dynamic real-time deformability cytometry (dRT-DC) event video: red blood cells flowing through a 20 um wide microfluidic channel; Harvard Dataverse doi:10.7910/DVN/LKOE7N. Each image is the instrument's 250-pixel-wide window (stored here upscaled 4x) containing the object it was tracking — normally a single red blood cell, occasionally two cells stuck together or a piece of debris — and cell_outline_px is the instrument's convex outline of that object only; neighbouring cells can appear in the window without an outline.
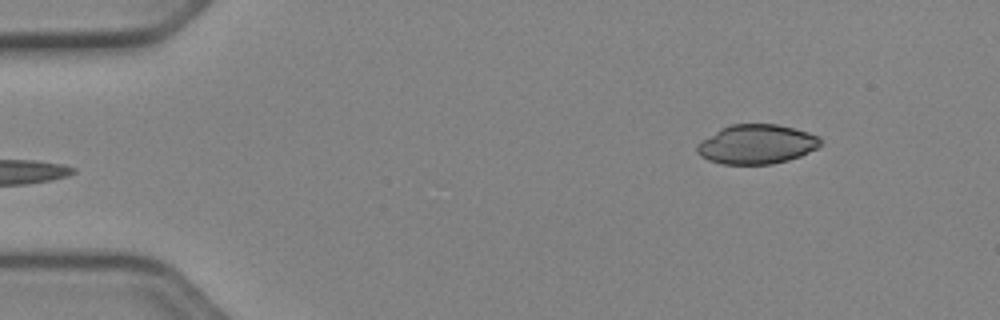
{"species": "Egyptian fruit bat (a non-hibernating species)", "species_latin": "Rousettus aegyptiacus", "temperature_condition": "cold", "stored_images_in_passage": 46, "camera_frame_rate_fps": 3000, "um_per_image_px": 0.085, "animal": {"sex": "female"}, "frame": {"image": 1, "passage_image": 1, "time_ms": 0.0, "image_size_px": [1000, 320], "cell_outline_px": [[824, 144], [820, 148], [800, 156], [788, 160], [772, 164], [724, 164], [708, 160], [700, 156], [696, 152], [696, 144], [720, 128], [732, 124], [776, 124], [808, 132], [820, 136]], "centroid_in_image_um": [64.34, 12.26], "position_along_channel_um": 20.7, "area_um2": 28.61}}
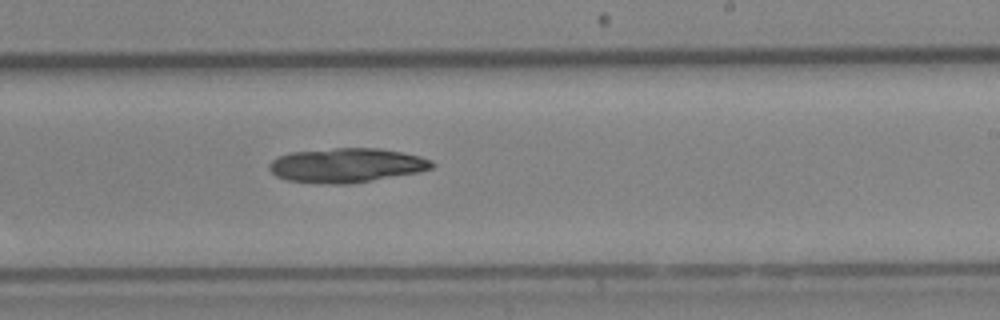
{"frame": {"image": 2, "passage_image": 26, "time_ms": 8.333, "image_size_px": [1000, 320], "cell_outline_px": [[436, 164], [432, 168], [420, 172], [348, 184], [328, 184], [288, 180], [276, 176], [268, 168], [268, 164], [276, 156], [292, 152], [336, 148], [380, 148], [420, 156], [432, 160]], "centroid_in_image_um": [29.46, 14.05], "position_along_channel_um": 259.5, "area_um2": 32.6}}
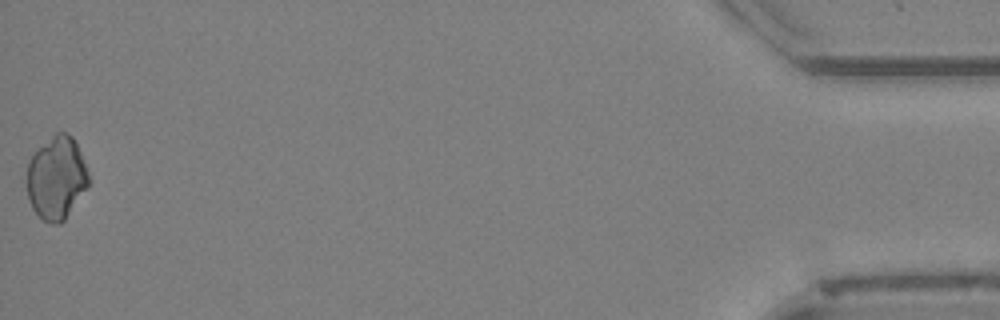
{"frame": {"image": 3, "passage_image": 46, "time_ms": 15.0, "image_size_px": [1000, 320], "cell_outline_px": [[88, 184], [64, 220], [60, 224], [52, 224], [44, 220], [32, 208], [28, 196], [28, 160], [56, 132], [64, 132], [72, 136], [80, 152], [88, 176]], "centroid_in_image_um": [4.79, 15.13], "position_along_channel_um": 430.4, "area_um2": 28.9}}